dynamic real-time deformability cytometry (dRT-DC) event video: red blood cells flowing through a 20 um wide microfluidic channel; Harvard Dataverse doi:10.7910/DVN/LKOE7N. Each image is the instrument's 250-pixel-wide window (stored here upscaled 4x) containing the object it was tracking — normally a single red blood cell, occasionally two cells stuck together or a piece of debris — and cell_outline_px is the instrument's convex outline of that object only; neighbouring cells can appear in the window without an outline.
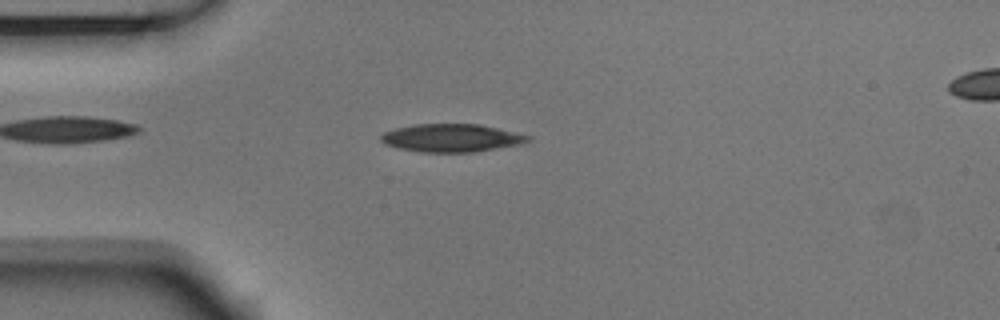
{"species": "Egyptian fruit bat (a non-hibernating species)", "species_latin": "Rousettus aegyptiacus", "temperature_condition": "room temperature", "stored_images_in_passage": 3, "segment_of_instrument_passage": [1, 2], "camera_frame_rate_fps": 3000, "um_per_image_px": 0.085, "animal": {"sex": "male"}, "frame": {"image": 1, "passage_image": 2, "time_ms": 0.333, "image_size_px": [1000, 320], "cell_outline_px": [[532, 140], [524, 144], [476, 152], [420, 152], [396, 148], [384, 144], [380, 140], [380, 136], [384, 132], [396, 128], [412, 124], [480, 124], [532, 136]], "centroid_in_image_um": [38.4, 11.73], "position_along_channel_um": 46.6, "area_um2": 24.33}}